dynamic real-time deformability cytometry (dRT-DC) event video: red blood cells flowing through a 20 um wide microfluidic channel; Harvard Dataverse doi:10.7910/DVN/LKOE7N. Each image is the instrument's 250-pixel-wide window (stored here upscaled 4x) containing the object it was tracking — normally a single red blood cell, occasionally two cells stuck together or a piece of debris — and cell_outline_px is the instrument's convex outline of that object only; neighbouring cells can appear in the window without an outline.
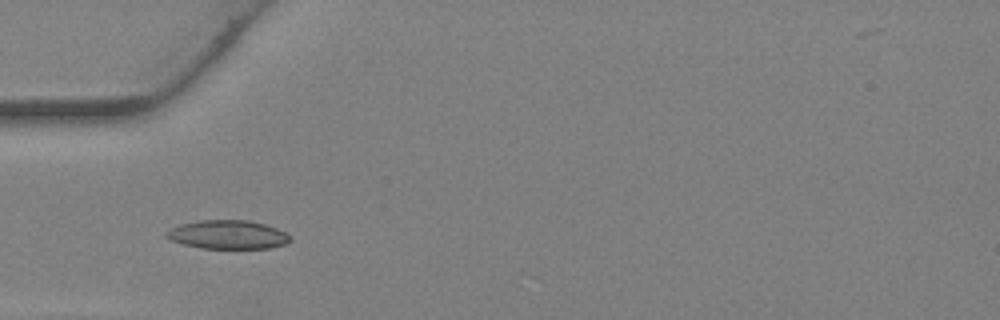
{"species": "Egyptian fruit bat (a non-hibernating species)", "species_latin": "Rousettus aegyptiacus", "temperature_condition": "warm", "stored_images_in_passage": 22, "camera_frame_rate_fps": 3000, "um_per_image_px": 0.085, "animal": {"sex": "female"}, "frame": {"image": 1, "passage_image": 10, "time_ms": 3.0, "image_size_px": [1000, 320], "cell_outline_px": [[292, 240], [284, 244], [268, 248], [200, 248], [184, 244], [172, 240], [164, 236], [164, 232], [180, 224], [200, 220], [248, 220], [264, 224], [276, 228], [292, 236]], "centroid_in_image_um": [19.36, 19.94], "position_along_channel_um": 65.6, "area_um2": 20.63}}
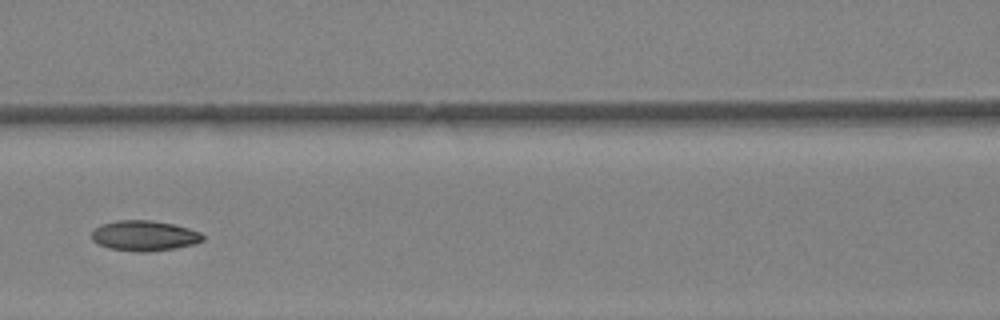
{"frame": {"image": 2, "passage_image": 15, "time_ms": 4.667, "image_size_px": [1000, 320], "cell_outline_px": [[204, 240], [196, 244], [176, 248], [144, 252], [140, 252], [108, 248], [92, 240], [92, 232], [100, 224], [120, 220], [152, 220], [172, 224], [188, 228], [200, 232], [204, 236]], "centroid_in_image_um": [12.29, 20.03], "position_along_channel_um": 154.3, "area_um2": 19.59}}
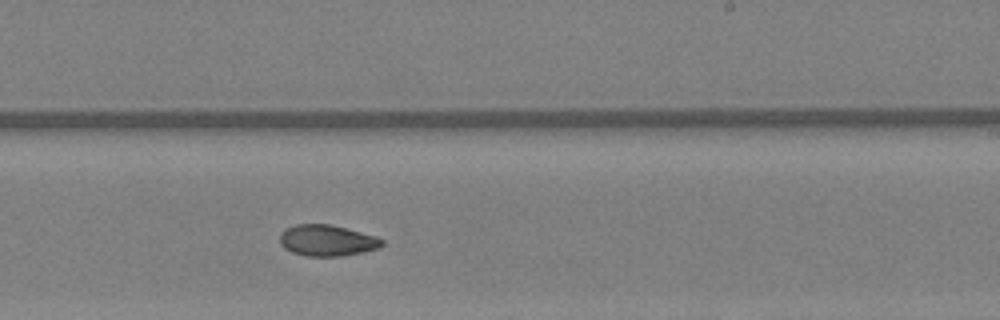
{"frame": {"image": 3, "passage_image": 21, "time_ms": 6.667, "image_size_px": [1000, 320], "cell_outline_px": [[384, 244], [380, 248], [340, 256], [304, 256], [292, 252], [284, 248], [280, 244], [280, 232], [296, 224], [332, 224], [376, 236], [384, 240]], "centroid_in_image_um": [27.8, 20.43], "position_along_channel_um": 261.2, "area_um2": 18.61}}